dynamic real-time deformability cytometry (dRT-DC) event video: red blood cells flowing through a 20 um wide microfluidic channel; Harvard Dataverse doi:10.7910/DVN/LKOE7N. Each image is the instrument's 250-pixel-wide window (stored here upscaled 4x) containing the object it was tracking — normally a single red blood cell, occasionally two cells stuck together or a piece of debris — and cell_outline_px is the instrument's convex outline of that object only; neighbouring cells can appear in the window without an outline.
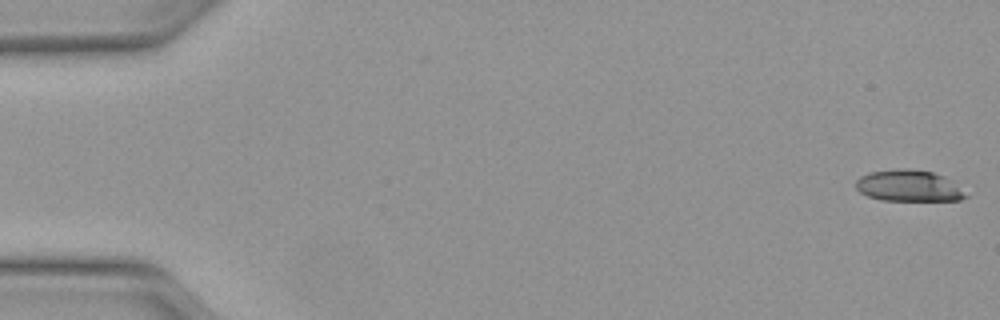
{"species": "Egyptian fruit bat (a non-hibernating species)", "species_latin": "Rousettus aegyptiacus", "temperature_condition": "warm", "stored_images_in_passage": 50, "camera_frame_rate_fps": 3000, "um_per_image_px": 0.085, "animal": {"sex": "female"}, "frame": {"image": 1, "passage_image": 1, "time_ms": 0.0, "image_size_px": [1000, 320], "cell_outline_px": [[968, 196], [960, 200], [880, 200], [868, 196], [860, 192], [856, 188], [856, 180], [860, 176], [868, 172], [896, 168], [908, 168], [932, 172], [944, 176]], "centroid_in_image_um": [77.17, 15.78], "position_along_channel_um": 7.8, "area_um2": 19.94}}
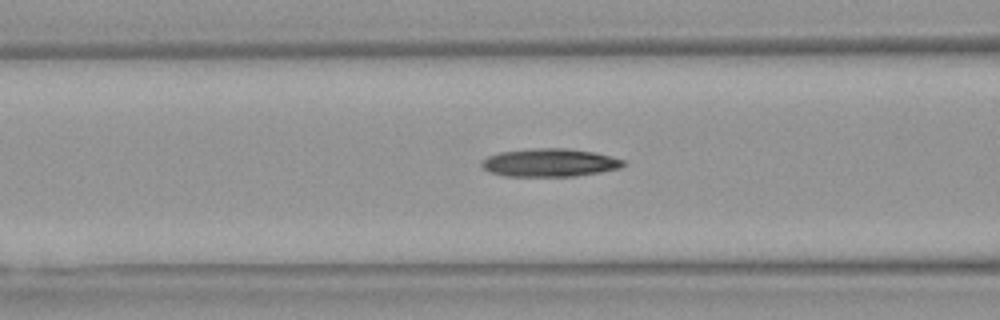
{"frame": {"image": 2, "passage_image": 20, "time_ms": 6.333, "image_size_px": [1000, 320], "cell_outline_px": [[628, 164], [620, 168], [600, 172], [576, 176], [508, 176], [492, 172], [484, 168], [480, 164], [488, 156], [500, 152], [528, 148], [568, 148], [596, 152], [612, 156], [624, 160]], "centroid_in_image_um": [46.79, 13.81], "position_along_channel_um": 119.8, "area_um2": 23.29}}
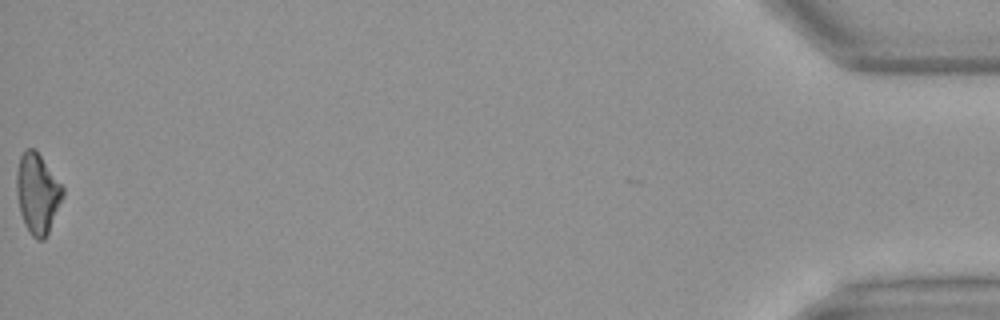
{"frame": {"image": 3, "passage_image": 50, "time_ms": 16.333, "image_size_px": [1000, 320], "cell_outline_px": [[64, 196], [48, 232], [44, 240], [36, 240], [28, 232], [24, 224], [20, 212], [16, 192], [16, 172], [20, 156], [28, 148], [36, 148], [64, 188]], "centroid_in_image_um": [3.18, 16.44], "position_along_channel_um": 432.0, "area_um2": 21.73}, "authors_computed_cell_mechanics": {"area_um2": 21.8773, "velocity_mm_per_s": 4.1337, "shape_relaxation_time_tau1_ms": 6.2188, "shape_relaxation_time_tau2_ms": 3.5726, "deformation_change_tau1": 0.2011, "deformation_change_tau2": 0.1477}}